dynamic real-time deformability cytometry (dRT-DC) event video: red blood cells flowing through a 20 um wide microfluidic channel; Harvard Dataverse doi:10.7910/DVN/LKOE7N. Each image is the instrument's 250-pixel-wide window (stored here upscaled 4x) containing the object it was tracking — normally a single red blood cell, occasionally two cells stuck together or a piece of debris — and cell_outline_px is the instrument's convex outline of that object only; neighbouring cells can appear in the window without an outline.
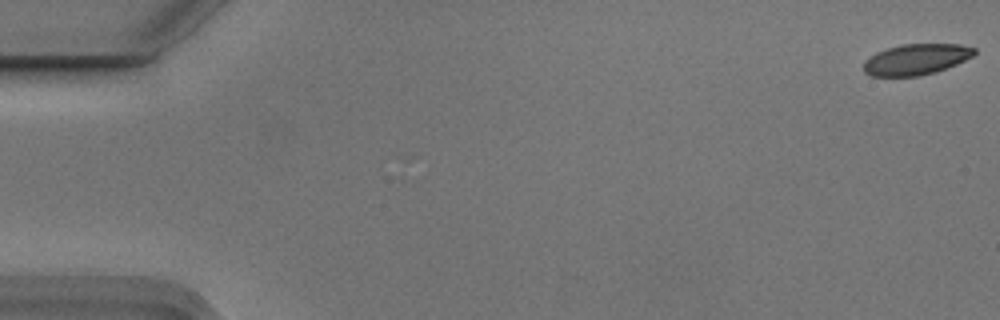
{"species": "Egyptian fruit bat (a non-hibernating species)", "species_latin": "Rousettus aegyptiacus", "temperature_condition": "cold", "stored_images_in_passage": 10, "camera_frame_rate_fps": 3000, "um_per_image_px": 0.085, "animal": {"sex": "male"}, "frame": {"image": 1, "passage_image": 1, "time_ms": 0.0, "image_size_px": [1000, 320], "cell_outline_px": [[976, 52], [972, 56], [956, 64], [936, 72], [916, 76], [872, 76], [864, 72], [864, 60], [876, 52], [900, 44], [960, 44], [976, 48]], "centroid_in_image_um": [77.86, 5.04], "position_along_channel_um": 7.1, "area_um2": 19.88}}